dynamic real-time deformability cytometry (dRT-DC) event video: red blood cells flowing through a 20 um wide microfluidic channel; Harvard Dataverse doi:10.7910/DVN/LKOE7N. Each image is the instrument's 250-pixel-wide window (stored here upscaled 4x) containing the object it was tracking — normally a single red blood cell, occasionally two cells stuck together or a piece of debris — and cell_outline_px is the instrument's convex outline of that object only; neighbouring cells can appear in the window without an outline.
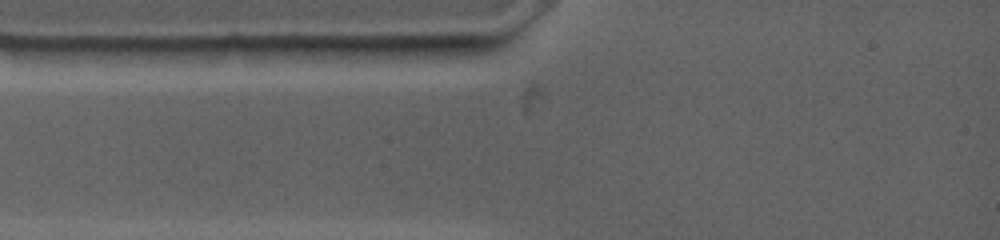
{"species": "common noctule bat (a hibernating species)", "species_latin": "Nyctalus noctula", "temperature_condition": "warm", "stored_images_in_passage": 3, "camera_frame_rate_fps": 4500, "um_per_image_px": 0.085, "animal": {"sex": "female", "body_mass_g": 19.0, "forearm_length_mm": 53.3}, "frame": {"image": 1, "passage_image": 1, "time_ms": 0.0, "image_size_px": [1000, 240], "cell_outline_px": [[452, 48], [436, 60], [396, 64], [280, 48], [296, 44], [452, 44]], "centroid_in_image_um": [32.22, 4.38], "position_along_channel_um": 52.8, "area_um2": 16.18}}